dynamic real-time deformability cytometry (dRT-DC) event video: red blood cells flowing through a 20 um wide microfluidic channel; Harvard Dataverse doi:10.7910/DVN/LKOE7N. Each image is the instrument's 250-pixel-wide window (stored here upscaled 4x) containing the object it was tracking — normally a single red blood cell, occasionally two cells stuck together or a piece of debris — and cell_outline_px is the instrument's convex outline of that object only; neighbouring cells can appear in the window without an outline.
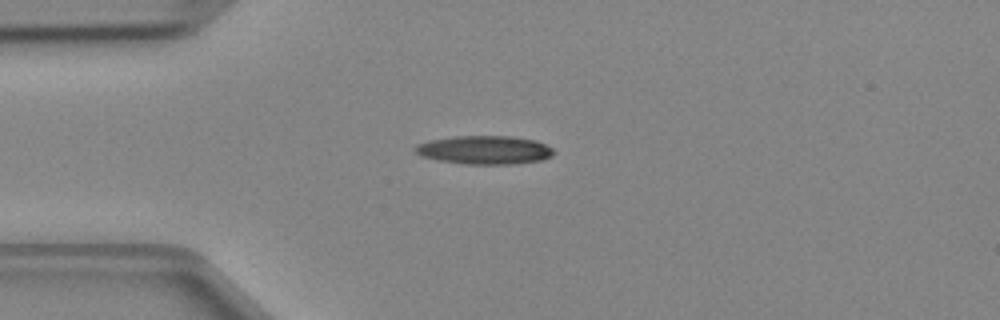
{"species": "Egyptian fruit bat (a non-hibernating species)", "species_latin": "Rousettus aegyptiacus", "temperature_condition": "cold", "stored_images_in_passage": 36, "camera_frame_rate_fps": 3000, "um_per_image_px": 0.085, "animal": {"sex": "female"}, "frame": {"image": 1, "passage_image": 1, "time_ms": 0.0, "image_size_px": [1000, 320], "cell_outline_px": [[556, 152], [552, 156], [540, 160], [516, 164], [464, 164], [440, 160], [420, 156], [412, 148], [416, 144], [428, 140], [456, 136], [512, 136], [536, 140], [552, 148]], "centroid_in_image_um": [41.18, 12.74], "position_along_channel_um": 43.8, "area_um2": 23.18}}
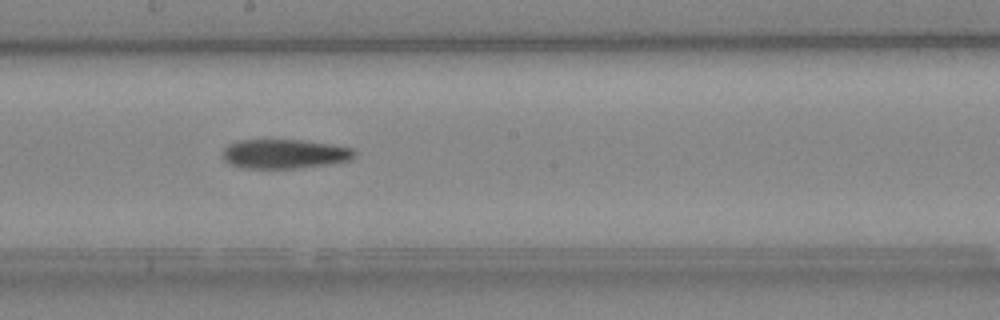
{"frame": {"image": 2, "passage_image": 15, "time_ms": 4.667, "image_size_px": [1000, 320], "cell_outline_px": [[356, 156], [348, 160], [328, 164], [300, 168], [240, 168], [228, 164], [224, 160], [224, 148], [228, 144], [236, 140], [300, 140], [332, 144], [352, 148], [356, 152]], "centroid_in_image_um": [24.16, 13.08], "position_along_channel_um": 224.0, "area_um2": 22.6}}
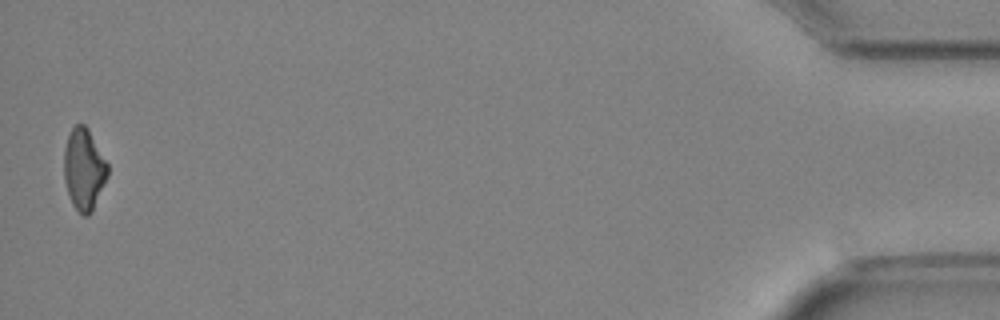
{"frame": {"image": 3, "passage_image": 36, "time_ms": 11.667, "image_size_px": [1000, 320], "cell_outline_px": [[108, 176], [92, 212], [88, 216], [84, 216], [72, 204], [64, 180], [64, 148], [68, 136], [72, 128], [76, 124], [84, 124], [88, 128], [108, 164]], "centroid_in_image_um": [7.14, 14.39], "position_along_channel_um": 428.1, "area_um2": 20.69}}